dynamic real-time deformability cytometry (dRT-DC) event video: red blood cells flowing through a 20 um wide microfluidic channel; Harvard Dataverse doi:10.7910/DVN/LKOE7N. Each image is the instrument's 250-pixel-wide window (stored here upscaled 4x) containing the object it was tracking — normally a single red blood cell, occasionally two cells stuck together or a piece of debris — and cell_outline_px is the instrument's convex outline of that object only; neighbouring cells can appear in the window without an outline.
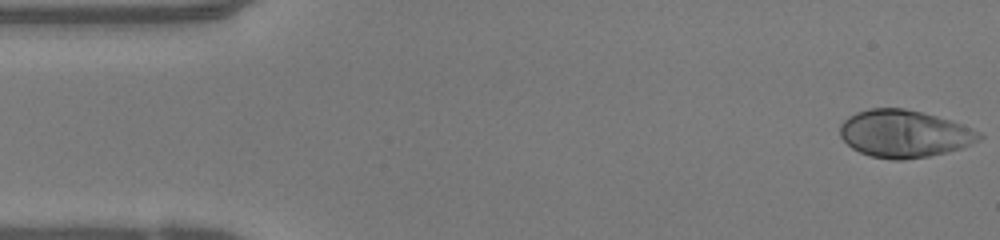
{"species": "human", "species_latin": "Homo sapiens", "temperature_condition": "warm", "stored_images_in_passage": 11, "camera_frame_rate_fps": 3000, "um_per_image_px": 0.085, "donor": {"sex": "female"}, "frame": {"image": 1, "passage_image": 1, "time_ms": 0.0, "image_size_px": [1000, 240], "cell_outline_px": [[984, 136], [960, 148], [928, 156], [904, 160], [892, 160], [872, 156], [860, 152], [852, 148], [840, 136], [840, 124], [848, 116], [856, 112], [868, 108], [904, 108], [936, 116], [960, 124], [980, 132]], "centroid_in_image_um": [76.8, 11.36], "position_along_channel_um": 8.2, "area_um2": 37.97}}
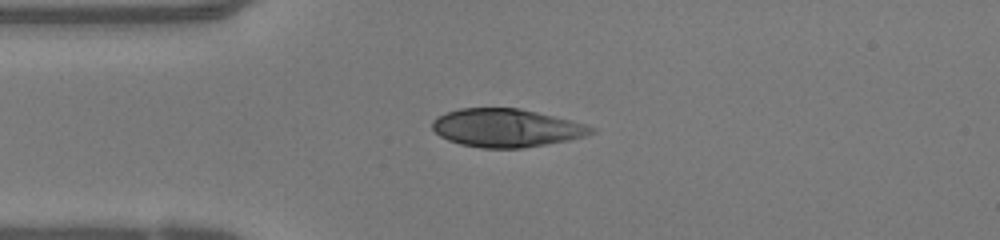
{"frame": {"image": 2, "passage_image": 11, "time_ms": 3.333, "image_size_px": [1000, 240], "cell_outline_px": [[596, 132], [584, 136], [568, 140], [524, 148], [480, 148], [460, 144], [448, 140], [440, 136], [432, 128], [432, 120], [436, 116], [444, 112], [460, 108], [520, 108], [584, 124], [596, 128]], "centroid_in_image_um": [42.99, 10.87], "position_along_channel_um": 42.0, "area_um2": 35.32}}